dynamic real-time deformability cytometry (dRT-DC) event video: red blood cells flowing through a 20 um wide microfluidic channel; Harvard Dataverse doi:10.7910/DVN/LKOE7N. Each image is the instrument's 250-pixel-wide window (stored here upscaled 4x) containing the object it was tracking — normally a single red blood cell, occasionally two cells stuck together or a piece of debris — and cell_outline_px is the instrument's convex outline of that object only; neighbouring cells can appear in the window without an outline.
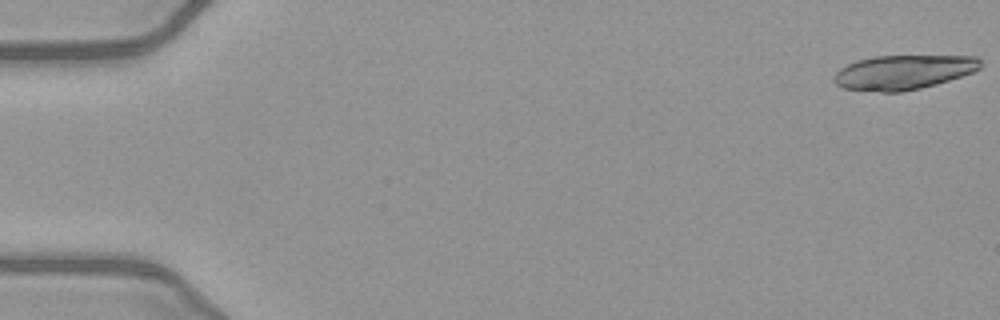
{"species": "common noctule bat (a hibernating species)", "species_latin": "Nyctalus noctula", "temperature_condition": "warm", "stored_images_in_passage": 18, "camera_frame_rate_fps": 3000, "um_per_image_px": 0.085, "animal": {"sex": "female", "body_mass_g": 21.9}, "frame": {"image": 1, "passage_image": 1, "time_ms": 0.0, "image_size_px": [1000, 320], "cell_outline_px": [[980, 68], [972, 72], [936, 84], [920, 88], [900, 92], [880, 92], [844, 88], [836, 84], [832, 80], [832, 76], [840, 68], [856, 60], [876, 56], [976, 56], [980, 60]], "centroid_in_image_um": [76.74, 6.14], "position_along_channel_um": 8.3, "area_um2": 29.25}}